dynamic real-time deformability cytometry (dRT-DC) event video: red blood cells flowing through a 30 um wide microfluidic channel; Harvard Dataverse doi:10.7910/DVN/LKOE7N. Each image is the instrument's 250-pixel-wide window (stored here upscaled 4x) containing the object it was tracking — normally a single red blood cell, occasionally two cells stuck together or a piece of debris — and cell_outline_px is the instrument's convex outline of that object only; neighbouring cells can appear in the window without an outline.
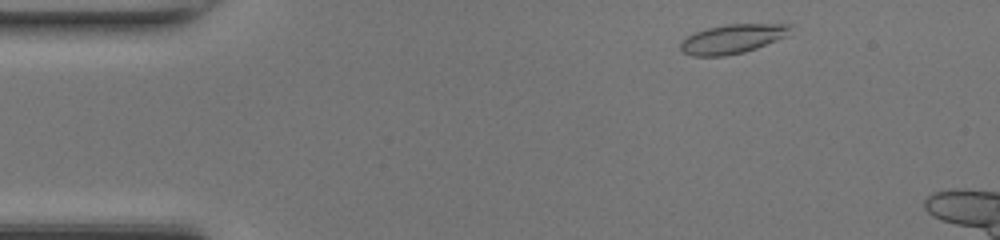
{"species": "common noctule bat (a hibernating species)", "species_latin": "Nyctalus noctula", "temperature_condition": "room temperature", "stored_images_in_passage": 9, "camera_frame_rate_fps": 3000, "um_per_image_px": 0.085, "animal": {"sex": "female", "body_mass_g": 17.0, "forearm_length_mm": 48.0}, "frame": {"image": 1, "passage_image": 2, "time_ms": 0.333, "image_size_px": [1000, 240], "cell_outline_px": [[792, 24], [788, 36], [756, 48], [744, 52], [724, 56], [692, 56], [684, 52], [680, 48], [680, 44], [688, 36], [696, 32], [708, 28], [728, 24]], "centroid_in_image_um": [62.29, 3.31], "position_along_channel_um": 22.7, "area_um2": 18.5}}